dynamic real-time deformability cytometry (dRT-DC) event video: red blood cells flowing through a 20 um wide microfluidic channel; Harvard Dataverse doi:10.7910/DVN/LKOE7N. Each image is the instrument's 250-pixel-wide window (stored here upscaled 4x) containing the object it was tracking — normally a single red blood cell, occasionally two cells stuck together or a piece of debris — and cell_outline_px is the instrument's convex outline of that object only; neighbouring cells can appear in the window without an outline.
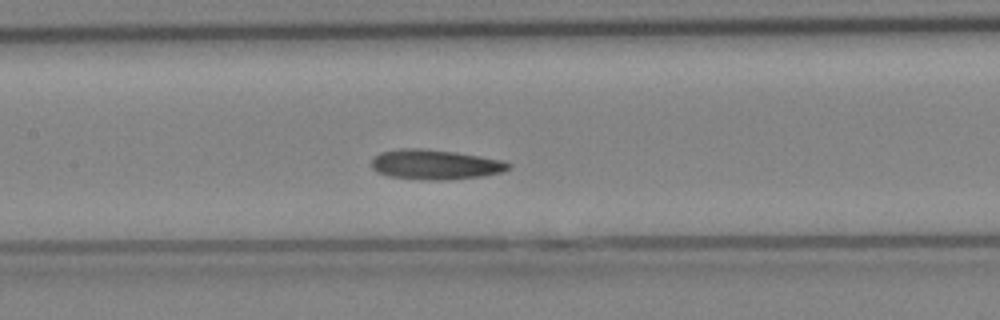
{"species": "Egyptian fruit bat (a non-hibernating species)", "species_latin": "Rousettus aegyptiacus", "temperature_condition": "cold", "stored_images_in_passage": 34, "camera_frame_rate_fps": 3000, "um_per_image_px": 0.085, "animal": {"sex": "female"}, "frame": {"image": 1, "passage_image": 15, "time_ms": 4.667, "image_size_px": [1000, 320], "cell_outline_px": [[512, 168], [504, 172], [484, 176], [444, 180], [424, 180], [388, 176], [376, 172], [372, 168], [372, 160], [380, 152], [400, 148], [420, 148], [456, 152], [480, 156], [500, 160], [512, 164]], "centroid_in_image_um": [37.01, 13.99], "position_along_channel_um": 170.4, "area_um2": 24.04}}
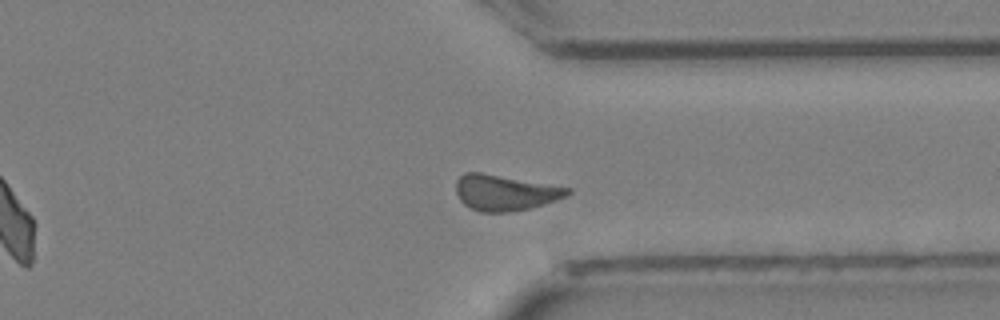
{"frame": {"image": 2, "passage_image": 25, "time_ms": 8.0, "image_size_px": [1000, 320], "cell_outline_px": [[572, 192], [556, 200], [544, 204], [528, 208], [508, 212], [480, 212], [464, 204], [460, 200], [456, 192], [456, 180], [464, 172], [480, 172], [572, 188]], "centroid_in_image_um": [42.9, 16.37], "position_along_channel_um": 368.5, "area_um2": 23.06}}